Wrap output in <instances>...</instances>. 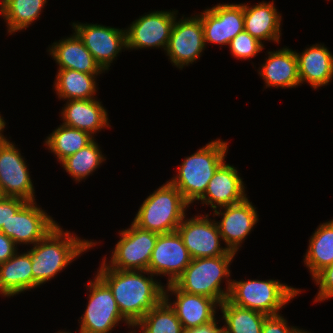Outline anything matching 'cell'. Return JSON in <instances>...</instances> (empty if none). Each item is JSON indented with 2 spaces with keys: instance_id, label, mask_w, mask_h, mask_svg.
<instances>
[{
  "instance_id": "cell-1",
  "label": "cell",
  "mask_w": 333,
  "mask_h": 333,
  "mask_svg": "<svg viewBox=\"0 0 333 333\" xmlns=\"http://www.w3.org/2000/svg\"><path fill=\"white\" fill-rule=\"evenodd\" d=\"M97 275L109 286L122 316L133 327L164 299L165 284L150 271L115 270L102 260Z\"/></svg>"
},
{
  "instance_id": "cell-2",
  "label": "cell",
  "mask_w": 333,
  "mask_h": 333,
  "mask_svg": "<svg viewBox=\"0 0 333 333\" xmlns=\"http://www.w3.org/2000/svg\"><path fill=\"white\" fill-rule=\"evenodd\" d=\"M93 240L81 239L58 224L28 251L31 255L33 288L54 279L75 259L97 245Z\"/></svg>"
},
{
  "instance_id": "cell-3",
  "label": "cell",
  "mask_w": 333,
  "mask_h": 333,
  "mask_svg": "<svg viewBox=\"0 0 333 333\" xmlns=\"http://www.w3.org/2000/svg\"><path fill=\"white\" fill-rule=\"evenodd\" d=\"M228 144L219 138L211 140L194 154L186 157L179 165L177 175L169 180L189 205L204 195L215 171L225 161Z\"/></svg>"
},
{
  "instance_id": "cell-4",
  "label": "cell",
  "mask_w": 333,
  "mask_h": 333,
  "mask_svg": "<svg viewBox=\"0 0 333 333\" xmlns=\"http://www.w3.org/2000/svg\"><path fill=\"white\" fill-rule=\"evenodd\" d=\"M235 253L228 251L218 257L191 259L183 273L173 282L180 290L215 299L219 304L228 298L231 281L230 269ZM226 280L225 289L222 282ZM223 280V281H222Z\"/></svg>"
},
{
  "instance_id": "cell-5",
  "label": "cell",
  "mask_w": 333,
  "mask_h": 333,
  "mask_svg": "<svg viewBox=\"0 0 333 333\" xmlns=\"http://www.w3.org/2000/svg\"><path fill=\"white\" fill-rule=\"evenodd\" d=\"M190 205L180 191L167 181L143 201L133 223L158 234L175 232Z\"/></svg>"
},
{
  "instance_id": "cell-6",
  "label": "cell",
  "mask_w": 333,
  "mask_h": 333,
  "mask_svg": "<svg viewBox=\"0 0 333 333\" xmlns=\"http://www.w3.org/2000/svg\"><path fill=\"white\" fill-rule=\"evenodd\" d=\"M228 300L239 307L256 310L266 315H277L293 300L301 289L281 283L278 279L234 280L231 279Z\"/></svg>"
},
{
  "instance_id": "cell-7",
  "label": "cell",
  "mask_w": 333,
  "mask_h": 333,
  "mask_svg": "<svg viewBox=\"0 0 333 333\" xmlns=\"http://www.w3.org/2000/svg\"><path fill=\"white\" fill-rule=\"evenodd\" d=\"M88 282L89 297L81 315L79 333H111L121 322L133 326L122 316L109 286L97 275Z\"/></svg>"
},
{
  "instance_id": "cell-8",
  "label": "cell",
  "mask_w": 333,
  "mask_h": 333,
  "mask_svg": "<svg viewBox=\"0 0 333 333\" xmlns=\"http://www.w3.org/2000/svg\"><path fill=\"white\" fill-rule=\"evenodd\" d=\"M158 233L143 230L133 222L119 231L120 240L111 253L110 261L104 263L115 270H147Z\"/></svg>"
},
{
  "instance_id": "cell-9",
  "label": "cell",
  "mask_w": 333,
  "mask_h": 333,
  "mask_svg": "<svg viewBox=\"0 0 333 333\" xmlns=\"http://www.w3.org/2000/svg\"><path fill=\"white\" fill-rule=\"evenodd\" d=\"M177 12L157 10L134 20L125 28L127 50L163 48L166 51Z\"/></svg>"
},
{
  "instance_id": "cell-10",
  "label": "cell",
  "mask_w": 333,
  "mask_h": 333,
  "mask_svg": "<svg viewBox=\"0 0 333 333\" xmlns=\"http://www.w3.org/2000/svg\"><path fill=\"white\" fill-rule=\"evenodd\" d=\"M177 17L165 53L170 62L182 70L184 66L196 63L206 46L201 17L198 14L185 18L183 15L179 20Z\"/></svg>"
},
{
  "instance_id": "cell-11",
  "label": "cell",
  "mask_w": 333,
  "mask_h": 333,
  "mask_svg": "<svg viewBox=\"0 0 333 333\" xmlns=\"http://www.w3.org/2000/svg\"><path fill=\"white\" fill-rule=\"evenodd\" d=\"M72 28L81 39L85 47L94 57L95 61L104 71H108L111 63L119 53L126 50L125 29L92 24L73 22Z\"/></svg>"
},
{
  "instance_id": "cell-12",
  "label": "cell",
  "mask_w": 333,
  "mask_h": 333,
  "mask_svg": "<svg viewBox=\"0 0 333 333\" xmlns=\"http://www.w3.org/2000/svg\"><path fill=\"white\" fill-rule=\"evenodd\" d=\"M211 214L192 216L190 219L184 217L177 227L185 247L192 259L203 257H218L225 255L229 250L222 247L221 234L216 220L209 218Z\"/></svg>"
},
{
  "instance_id": "cell-13",
  "label": "cell",
  "mask_w": 333,
  "mask_h": 333,
  "mask_svg": "<svg viewBox=\"0 0 333 333\" xmlns=\"http://www.w3.org/2000/svg\"><path fill=\"white\" fill-rule=\"evenodd\" d=\"M9 140L0 144V188L4 197H18L35 202L28 165L20 149Z\"/></svg>"
},
{
  "instance_id": "cell-14",
  "label": "cell",
  "mask_w": 333,
  "mask_h": 333,
  "mask_svg": "<svg viewBox=\"0 0 333 333\" xmlns=\"http://www.w3.org/2000/svg\"><path fill=\"white\" fill-rule=\"evenodd\" d=\"M57 222L35 202H26L0 231L17 245H34L42 240Z\"/></svg>"
},
{
  "instance_id": "cell-15",
  "label": "cell",
  "mask_w": 333,
  "mask_h": 333,
  "mask_svg": "<svg viewBox=\"0 0 333 333\" xmlns=\"http://www.w3.org/2000/svg\"><path fill=\"white\" fill-rule=\"evenodd\" d=\"M247 197L244 201L214 210L213 216H221L216 221L225 247L237 254L239 247L259 221L256 207Z\"/></svg>"
},
{
  "instance_id": "cell-16",
  "label": "cell",
  "mask_w": 333,
  "mask_h": 333,
  "mask_svg": "<svg viewBox=\"0 0 333 333\" xmlns=\"http://www.w3.org/2000/svg\"><path fill=\"white\" fill-rule=\"evenodd\" d=\"M198 15L204 30V42L228 46L230 41L244 31L243 4H217Z\"/></svg>"
},
{
  "instance_id": "cell-17",
  "label": "cell",
  "mask_w": 333,
  "mask_h": 333,
  "mask_svg": "<svg viewBox=\"0 0 333 333\" xmlns=\"http://www.w3.org/2000/svg\"><path fill=\"white\" fill-rule=\"evenodd\" d=\"M190 254L177 231L159 234L149 261L148 271L166 276L173 283L191 262Z\"/></svg>"
},
{
  "instance_id": "cell-18",
  "label": "cell",
  "mask_w": 333,
  "mask_h": 333,
  "mask_svg": "<svg viewBox=\"0 0 333 333\" xmlns=\"http://www.w3.org/2000/svg\"><path fill=\"white\" fill-rule=\"evenodd\" d=\"M165 287L164 299L174 309L184 330L206 324L216 318V310L220 304L215 299L186 293L174 283L166 284ZM170 295L176 298L172 302Z\"/></svg>"
},
{
  "instance_id": "cell-19",
  "label": "cell",
  "mask_w": 333,
  "mask_h": 333,
  "mask_svg": "<svg viewBox=\"0 0 333 333\" xmlns=\"http://www.w3.org/2000/svg\"><path fill=\"white\" fill-rule=\"evenodd\" d=\"M243 179L236 167L225 161L217 168L204 195L198 200L213 210L234 205L247 198Z\"/></svg>"
},
{
  "instance_id": "cell-20",
  "label": "cell",
  "mask_w": 333,
  "mask_h": 333,
  "mask_svg": "<svg viewBox=\"0 0 333 333\" xmlns=\"http://www.w3.org/2000/svg\"><path fill=\"white\" fill-rule=\"evenodd\" d=\"M98 98L67 100L61 111L63 125L88 132L95 136L109 124L108 112Z\"/></svg>"
},
{
  "instance_id": "cell-21",
  "label": "cell",
  "mask_w": 333,
  "mask_h": 333,
  "mask_svg": "<svg viewBox=\"0 0 333 333\" xmlns=\"http://www.w3.org/2000/svg\"><path fill=\"white\" fill-rule=\"evenodd\" d=\"M286 47V48H285ZM268 51L265 62L259 67L258 74L264 80V88H296L300 86L298 60L295 51L287 46Z\"/></svg>"
},
{
  "instance_id": "cell-22",
  "label": "cell",
  "mask_w": 333,
  "mask_h": 333,
  "mask_svg": "<svg viewBox=\"0 0 333 333\" xmlns=\"http://www.w3.org/2000/svg\"><path fill=\"white\" fill-rule=\"evenodd\" d=\"M47 52L59 66L58 69H71L87 74L105 73L74 31L69 37L53 42Z\"/></svg>"
},
{
  "instance_id": "cell-23",
  "label": "cell",
  "mask_w": 333,
  "mask_h": 333,
  "mask_svg": "<svg viewBox=\"0 0 333 333\" xmlns=\"http://www.w3.org/2000/svg\"><path fill=\"white\" fill-rule=\"evenodd\" d=\"M298 74L300 84L306 82L313 90L328 85L333 79V54L324 44H314L298 53Z\"/></svg>"
},
{
  "instance_id": "cell-24",
  "label": "cell",
  "mask_w": 333,
  "mask_h": 333,
  "mask_svg": "<svg viewBox=\"0 0 333 333\" xmlns=\"http://www.w3.org/2000/svg\"><path fill=\"white\" fill-rule=\"evenodd\" d=\"M244 30L261 43L280 42L281 14L274 6V1H262L256 5L243 4ZM263 41V42H262Z\"/></svg>"
},
{
  "instance_id": "cell-25",
  "label": "cell",
  "mask_w": 333,
  "mask_h": 333,
  "mask_svg": "<svg viewBox=\"0 0 333 333\" xmlns=\"http://www.w3.org/2000/svg\"><path fill=\"white\" fill-rule=\"evenodd\" d=\"M30 252L18 251L6 262L0 264V294L13 297L33 289V273Z\"/></svg>"
},
{
  "instance_id": "cell-26",
  "label": "cell",
  "mask_w": 333,
  "mask_h": 333,
  "mask_svg": "<svg viewBox=\"0 0 333 333\" xmlns=\"http://www.w3.org/2000/svg\"><path fill=\"white\" fill-rule=\"evenodd\" d=\"M71 69H58L54 90L58 98L65 100L93 99L97 93V76Z\"/></svg>"
},
{
  "instance_id": "cell-27",
  "label": "cell",
  "mask_w": 333,
  "mask_h": 333,
  "mask_svg": "<svg viewBox=\"0 0 333 333\" xmlns=\"http://www.w3.org/2000/svg\"><path fill=\"white\" fill-rule=\"evenodd\" d=\"M303 259L312 279L333 263V219L316 228Z\"/></svg>"
},
{
  "instance_id": "cell-28",
  "label": "cell",
  "mask_w": 333,
  "mask_h": 333,
  "mask_svg": "<svg viewBox=\"0 0 333 333\" xmlns=\"http://www.w3.org/2000/svg\"><path fill=\"white\" fill-rule=\"evenodd\" d=\"M47 0H4L0 10L9 35L28 28L38 19Z\"/></svg>"
},
{
  "instance_id": "cell-29",
  "label": "cell",
  "mask_w": 333,
  "mask_h": 333,
  "mask_svg": "<svg viewBox=\"0 0 333 333\" xmlns=\"http://www.w3.org/2000/svg\"><path fill=\"white\" fill-rule=\"evenodd\" d=\"M219 309L225 322L223 328L229 333H261L268 316L256 310L239 307L228 299L220 304Z\"/></svg>"
},
{
  "instance_id": "cell-30",
  "label": "cell",
  "mask_w": 333,
  "mask_h": 333,
  "mask_svg": "<svg viewBox=\"0 0 333 333\" xmlns=\"http://www.w3.org/2000/svg\"><path fill=\"white\" fill-rule=\"evenodd\" d=\"M93 139L94 137L88 132L61 124L47 136L44 145L61 163L64 159L88 145Z\"/></svg>"
},
{
  "instance_id": "cell-31",
  "label": "cell",
  "mask_w": 333,
  "mask_h": 333,
  "mask_svg": "<svg viewBox=\"0 0 333 333\" xmlns=\"http://www.w3.org/2000/svg\"><path fill=\"white\" fill-rule=\"evenodd\" d=\"M95 138L85 147L64 159L60 164L76 182L92 175L106 160Z\"/></svg>"
},
{
  "instance_id": "cell-32",
  "label": "cell",
  "mask_w": 333,
  "mask_h": 333,
  "mask_svg": "<svg viewBox=\"0 0 333 333\" xmlns=\"http://www.w3.org/2000/svg\"><path fill=\"white\" fill-rule=\"evenodd\" d=\"M141 333H183L184 328L174 309L163 299L133 327ZM132 333H137L133 330Z\"/></svg>"
},
{
  "instance_id": "cell-33",
  "label": "cell",
  "mask_w": 333,
  "mask_h": 333,
  "mask_svg": "<svg viewBox=\"0 0 333 333\" xmlns=\"http://www.w3.org/2000/svg\"><path fill=\"white\" fill-rule=\"evenodd\" d=\"M229 48L232 57L246 60L252 59L256 54L262 52L264 43H261L256 38L252 37L247 31H242L237 34L229 43Z\"/></svg>"
},
{
  "instance_id": "cell-34",
  "label": "cell",
  "mask_w": 333,
  "mask_h": 333,
  "mask_svg": "<svg viewBox=\"0 0 333 333\" xmlns=\"http://www.w3.org/2000/svg\"><path fill=\"white\" fill-rule=\"evenodd\" d=\"M313 281L319 285V290L314 302H322L333 297V263L320 271Z\"/></svg>"
},
{
  "instance_id": "cell-35",
  "label": "cell",
  "mask_w": 333,
  "mask_h": 333,
  "mask_svg": "<svg viewBox=\"0 0 333 333\" xmlns=\"http://www.w3.org/2000/svg\"><path fill=\"white\" fill-rule=\"evenodd\" d=\"M303 330L289 326L287 320L281 315H268L265 318L261 333H301Z\"/></svg>"
},
{
  "instance_id": "cell-36",
  "label": "cell",
  "mask_w": 333,
  "mask_h": 333,
  "mask_svg": "<svg viewBox=\"0 0 333 333\" xmlns=\"http://www.w3.org/2000/svg\"><path fill=\"white\" fill-rule=\"evenodd\" d=\"M27 201L18 197L0 198V229L7 227V223Z\"/></svg>"
},
{
  "instance_id": "cell-37",
  "label": "cell",
  "mask_w": 333,
  "mask_h": 333,
  "mask_svg": "<svg viewBox=\"0 0 333 333\" xmlns=\"http://www.w3.org/2000/svg\"><path fill=\"white\" fill-rule=\"evenodd\" d=\"M17 244L0 231V264L9 260L17 251Z\"/></svg>"
},
{
  "instance_id": "cell-38",
  "label": "cell",
  "mask_w": 333,
  "mask_h": 333,
  "mask_svg": "<svg viewBox=\"0 0 333 333\" xmlns=\"http://www.w3.org/2000/svg\"><path fill=\"white\" fill-rule=\"evenodd\" d=\"M217 322L219 321H217L215 318L206 324L184 330L183 333H220V330L223 328V326L218 327L219 325Z\"/></svg>"
},
{
  "instance_id": "cell-39",
  "label": "cell",
  "mask_w": 333,
  "mask_h": 333,
  "mask_svg": "<svg viewBox=\"0 0 333 333\" xmlns=\"http://www.w3.org/2000/svg\"><path fill=\"white\" fill-rule=\"evenodd\" d=\"M3 118L4 117H2L1 114H0V144L8 141V138L5 137L4 134H3L4 128L6 126V122H5V120Z\"/></svg>"
},
{
  "instance_id": "cell-40",
  "label": "cell",
  "mask_w": 333,
  "mask_h": 333,
  "mask_svg": "<svg viewBox=\"0 0 333 333\" xmlns=\"http://www.w3.org/2000/svg\"><path fill=\"white\" fill-rule=\"evenodd\" d=\"M220 333H229L226 329H224V328H222L221 330H220Z\"/></svg>"
},
{
  "instance_id": "cell-41",
  "label": "cell",
  "mask_w": 333,
  "mask_h": 333,
  "mask_svg": "<svg viewBox=\"0 0 333 333\" xmlns=\"http://www.w3.org/2000/svg\"><path fill=\"white\" fill-rule=\"evenodd\" d=\"M58 333H71V331L69 332V331H66V330L65 331L64 330L63 331L60 330V331H58Z\"/></svg>"
},
{
  "instance_id": "cell-42",
  "label": "cell",
  "mask_w": 333,
  "mask_h": 333,
  "mask_svg": "<svg viewBox=\"0 0 333 333\" xmlns=\"http://www.w3.org/2000/svg\"><path fill=\"white\" fill-rule=\"evenodd\" d=\"M3 2H4V0H0V10H1L2 6H3Z\"/></svg>"
},
{
  "instance_id": "cell-43",
  "label": "cell",
  "mask_w": 333,
  "mask_h": 333,
  "mask_svg": "<svg viewBox=\"0 0 333 333\" xmlns=\"http://www.w3.org/2000/svg\"><path fill=\"white\" fill-rule=\"evenodd\" d=\"M301 333H310L309 331L303 330Z\"/></svg>"
},
{
  "instance_id": "cell-44",
  "label": "cell",
  "mask_w": 333,
  "mask_h": 333,
  "mask_svg": "<svg viewBox=\"0 0 333 333\" xmlns=\"http://www.w3.org/2000/svg\"><path fill=\"white\" fill-rule=\"evenodd\" d=\"M1 197H3V195H2V191H1V188H0V198H1Z\"/></svg>"
}]
</instances>
